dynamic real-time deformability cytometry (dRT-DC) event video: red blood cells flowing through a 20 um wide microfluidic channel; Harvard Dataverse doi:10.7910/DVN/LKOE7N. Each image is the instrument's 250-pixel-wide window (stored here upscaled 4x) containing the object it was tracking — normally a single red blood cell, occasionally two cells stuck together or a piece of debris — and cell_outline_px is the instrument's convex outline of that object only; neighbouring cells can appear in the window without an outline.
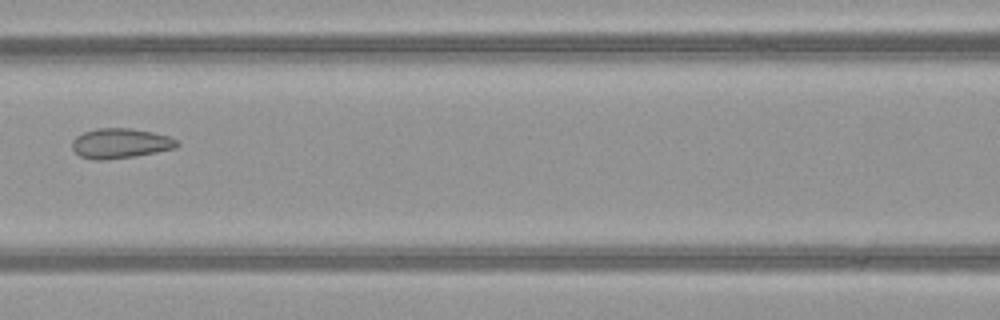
{"species": "common noctule bat (a hibernating species)", "species_latin": "Nyctalus noctula", "temperature_condition": "warm", "stored_images_in_passage": 5, "camera_frame_rate_fps": 3000, "um_per_image_px": 0.085, "animal": {"sex": "female", "body_mass_g": 21.9}, "frame": {"image": 1, "passage_image": 5, "time_ms": 1.333, "image_size_px": [1000, 320], "cell_outline_px": [[180, 144], [176, 148], [136, 156], [104, 160], [92, 160], [80, 156], [72, 148], [72, 140], [76, 136], [84, 132], [96, 128], [128, 128], [152, 132], [168, 136], [176, 140]], "centroid_in_image_um": [10.21, 12.19], "position_along_channel_um": 156.4, "area_um2": 18.32}}